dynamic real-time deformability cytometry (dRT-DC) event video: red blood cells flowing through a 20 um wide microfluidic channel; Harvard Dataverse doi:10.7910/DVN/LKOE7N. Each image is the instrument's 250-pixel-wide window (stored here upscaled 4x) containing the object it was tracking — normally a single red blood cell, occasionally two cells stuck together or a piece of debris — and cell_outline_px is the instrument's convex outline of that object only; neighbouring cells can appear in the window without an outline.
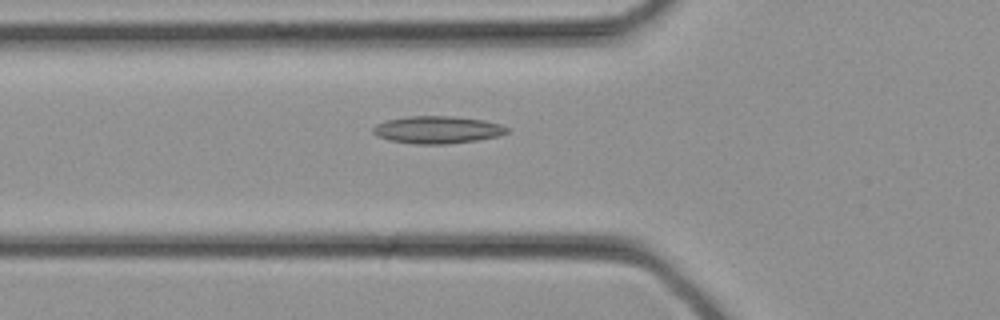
{"species": "common noctule bat (a hibernating species)", "species_latin": "Nyctalus noctula", "temperature_condition": "cold", "stored_images_in_passage": 4, "segment_of_instrument_passage": [1, 2], "camera_frame_rate_fps": 3000, "um_per_image_px": 0.085, "animal": {"sex": "female", "body_mass_g": 21.9}, "frame": {"image": 1, "passage_image": 2, "time_ms": 0.333, "image_size_px": [1000, 320], "cell_outline_px": [[508, 132], [500, 136], [476, 140], [448, 144], [412, 144], [388, 140], [376, 136], [372, 132], [372, 128], [376, 124], [388, 120], [412, 116], [452, 116], [484, 120], [500, 124], [508, 128]], "centroid_in_image_um": [37.17, 11.04], "position_along_channel_um": 88.6, "area_um2": 21.44}}